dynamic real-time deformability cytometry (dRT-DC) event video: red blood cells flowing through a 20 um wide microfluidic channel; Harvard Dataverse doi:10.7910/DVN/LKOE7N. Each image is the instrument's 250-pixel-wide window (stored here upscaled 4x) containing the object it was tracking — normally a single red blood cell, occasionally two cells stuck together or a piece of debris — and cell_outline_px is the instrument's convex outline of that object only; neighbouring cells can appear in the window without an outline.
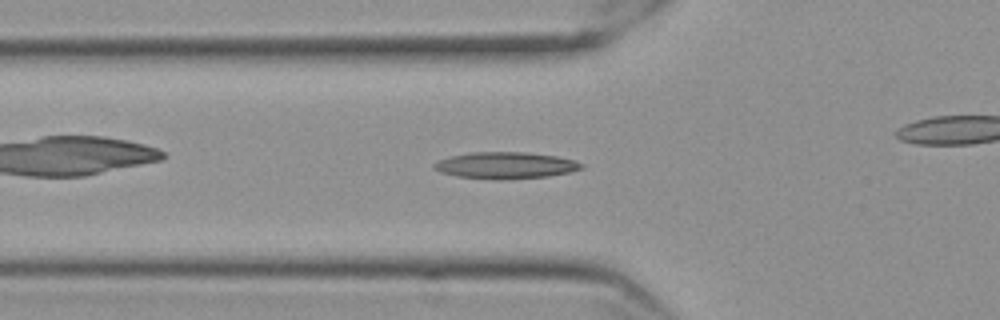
{"species": "Egyptian fruit bat (a non-hibernating species)", "species_latin": "Rousettus aegyptiacus", "temperature_condition": "cold", "stored_images_in_passage": 49, "camera_frame_rate_fps": 3000, "um_per_image_px": 0.085, "frame": {"image": 1, "passage_image": 20, "time_ms": 6.333, "image_size_px": [1000, 320], "cell_outline_px": [[584, 168], [568, 172], [548, 176], [500, 180], [496, 180], [456, 176], [440, 172], [432, 168], [432, 164], [440, 160], [452, 156], [468, 152], [524, 152], [556, 156], [572, 160], [584, 164]], "centroid_in_image_um": [42.94, 14.06], "position_along_channel_um": 82.9, "area_um2": 22.83}}
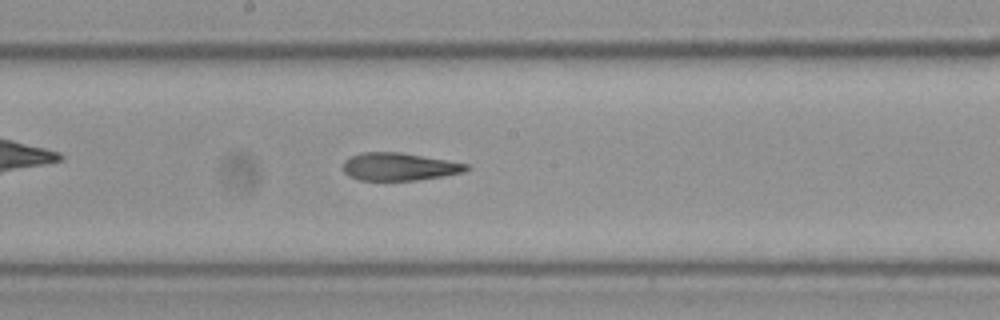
{"frame": {"image": 2, "passage_image": 31, "time_ms": 10.0, "image_size_px": [1000, 320], "cell_outline_px": [[472, 168], [464, 172], [444, 176], [416, 180], [360, 180], [348, 176], [344, 172], [344, 160], [352, 156], [364, 152], [400, 152], [468, 164]], "centroid_in_image_um": [33.95, 14.17], "position_along_channel_um": 214.3, "area_um2": 19.83}}
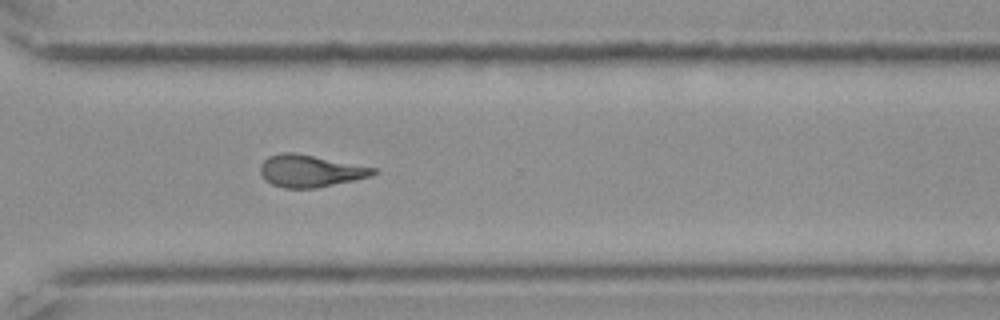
{"frame": {"image": 3, "passage_image": 42, "time_ms": 13.667, "image_size_px": [1000, 320], "cell_outline_px": [[376, 172], [372, 176], [316, 188], [284, 188], [272, 184], [264, 180], [260, 172], [260, 164], [268, 156], [280, 152], [292, 152], [376, 168]], "centroid_in_image_um": [26.31, 14.53], "position_along_channel_um": 344.3, "area_um2": 20.98}}